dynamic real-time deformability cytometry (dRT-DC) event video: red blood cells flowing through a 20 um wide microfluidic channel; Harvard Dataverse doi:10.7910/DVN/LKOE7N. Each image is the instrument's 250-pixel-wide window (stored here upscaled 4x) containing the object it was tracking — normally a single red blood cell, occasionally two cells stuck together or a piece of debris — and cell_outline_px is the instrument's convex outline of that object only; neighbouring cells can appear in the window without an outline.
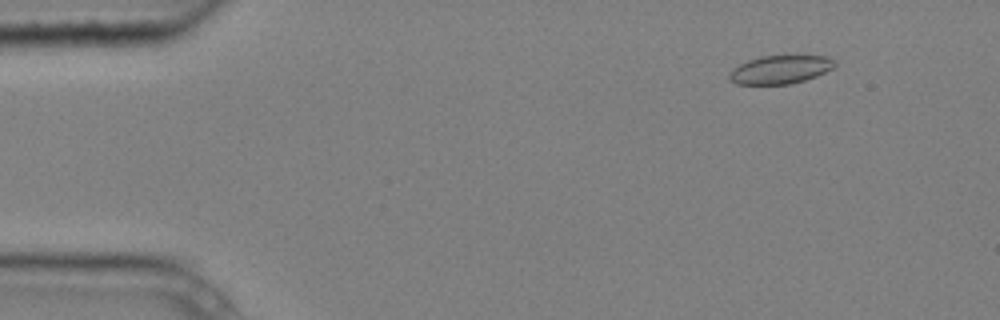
{"species": "common noctule bat (a hibernating species)", "species_latin": "Nyctalus noctula", "temperature_condition": "cold", "stored_images_in_passage": 8, "camera_frame_rate_fps": 3000, "um_per_image_px": 0.085, "animal": {"sex": "male", "body_mass_g": 20.4}, "frame": {"image": 1, "passage_image": 2, "time_ms": 0.333, "image_size_px": [1000, 320], "cell_outline_px": [[836, 64], [832, 68], [816, 76], [804, 80], [788, 84], [736, 84], [728, 80], [728, 76], [732, 68], [748, 60], [760, 56], [828, 56], [836, 60]], "centroid_in_image_um": [66.29, 5.91], "position_along_channel_um": 18.7, "area_um2": 17.4}}
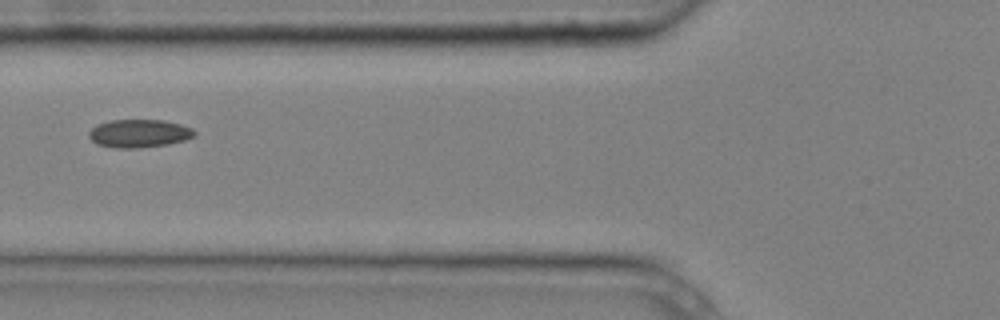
{"frame": {"image": 2, "passage_image": 5, "time_ms": 1.333, "image_size_px": [1000, 320], "cell_outline_px": [[196, 136], [184, 140], [168, 144], [136, 148], [116, 148], [96, 144], [88, 136], [88, 132], [96, 124], [108, 120], [164, 120], [180, 124], [192, 128], [196, 132]], "centroid_in_image_um": [11.81, 11.33], "position_along_channel_um": 114.0, "area_um2": 17.4}}
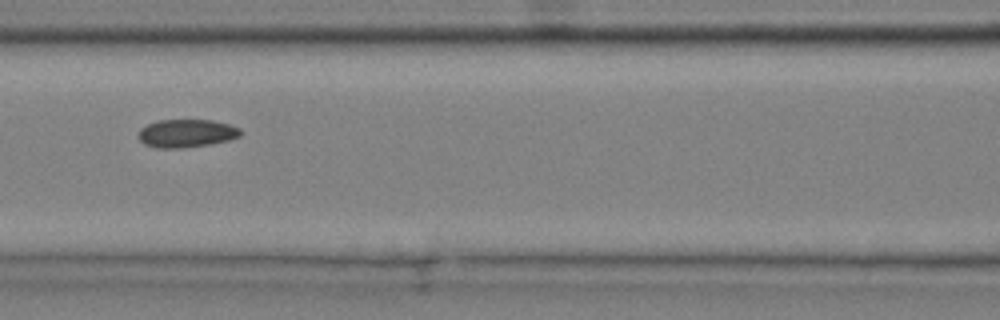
{"frame": {"image": 3, "passage_image": 6, "time_ms": 1.667, "image_size_px": [1000, 320], "cell_outline_px": [[244, 132], [240, 136], [228, 140], [212, 144], [184, 148], [156, 148], [144, 144], [136, 136], [140, 128], [148, 124], [160, 120], [212, 120], [228, 124], [240, 128]], "centroid_in_image_um": [15.85, 11.34], "position_along_channel_um": 150.8, "area_um2": 16.94}}